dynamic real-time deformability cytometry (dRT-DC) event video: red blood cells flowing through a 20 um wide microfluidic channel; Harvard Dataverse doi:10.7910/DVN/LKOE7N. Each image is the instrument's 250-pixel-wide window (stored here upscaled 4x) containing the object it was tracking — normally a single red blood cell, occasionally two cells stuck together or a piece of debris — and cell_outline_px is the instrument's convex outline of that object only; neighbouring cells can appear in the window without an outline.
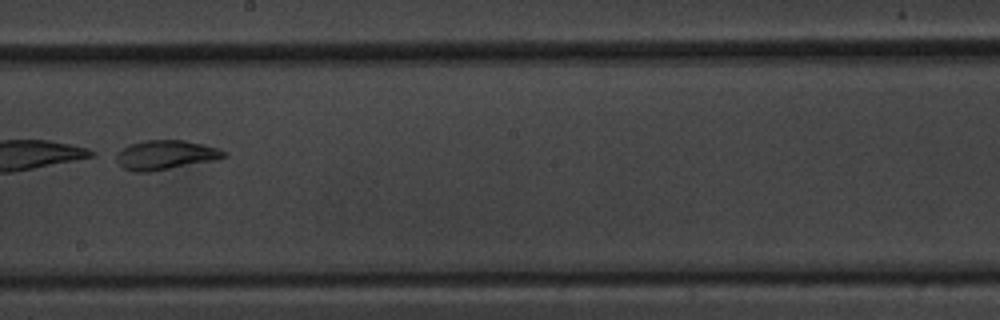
{"species": "common noctule bat (a hibernating species)", "species_latin": "Nyctalus noctula", "temperature_condition": "warm", "stored_images_in_passage": 36, "camera_frame_rate_fps": 3000, "um_per_image_px": 0.085, "animal": {"sex": "male", "body_mass_g": 20.1, "forearm_length_mm": 53.5}, "frame": {"image": 1, "passage_image": 17, "time_ms": 5.333, "image_size_px": [1000, 320], "cell_outline_px": [[228, 156], [216, 160], [148, 172], [136, 172], [124, 168], [108, 156], [132, 144], [144, 140], [184, 140], [204, 144], [220, 148], [228, 152]], "centroid_in_image_um": [14.05, 13.17], "position_along_channel_um": 234.2, "area_um2": 18.79}}
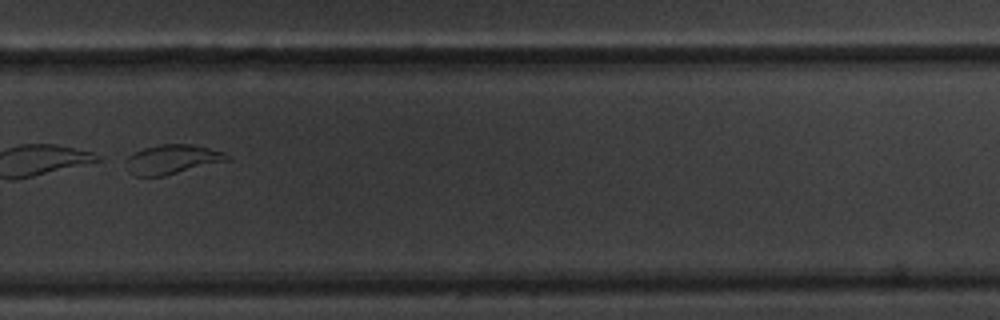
{"frame": {"image": 2, "passage_image": 24, "time_ms": 7.667, "image_size_px": [1000, 320], "cell_outline_px": [[232, 160], [164, 176], [136, 176], [128, 172], [120, 160], [144, 148], [160, 144], [192, 144], [224, 152]], "centroid_in_image_um": [14.58, 13.56], "position_along_channel_um": 315.2, "area_um2": 17.69}}
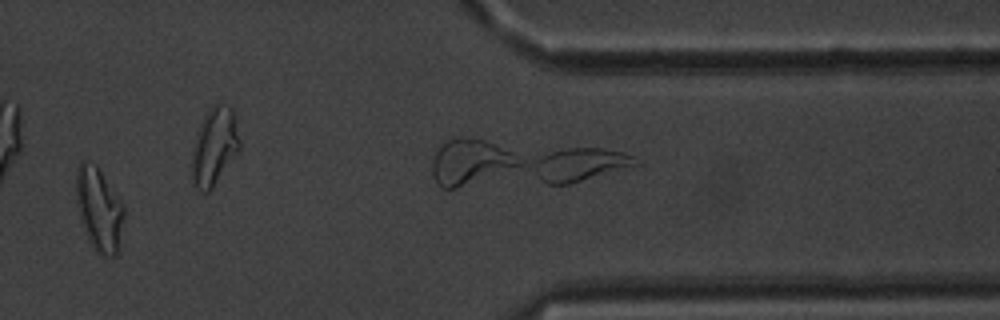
{"frame": {"image": 3, "passage_image": 28, "time_ms": 9.0, "image_size_px": [1000, 320], "cell_outline_px": [[124, 216], [116, 256], [100, 256], [96, 252], [88, 240], [80, 216], [76, 200], [76, 168], [80, 160], [84, 160], [96, 164], [124, 204]], "centroid_in_image_um": [8.41, 17.76], "position_along_channel_um": 403.0, "area_um2": 23.35}, "authors_computed_cell_mechanics": {"area_um2": 18.7272, "velocity_mm_per_s": 3.486, "shape_relaxation_time_tau1_ms": 1.4239, "shape_relaxation_time_tau2_ms": 1.4629, "deformation_change_tau1": 0.2969, "deformation_change_tau2": 0.0652}}